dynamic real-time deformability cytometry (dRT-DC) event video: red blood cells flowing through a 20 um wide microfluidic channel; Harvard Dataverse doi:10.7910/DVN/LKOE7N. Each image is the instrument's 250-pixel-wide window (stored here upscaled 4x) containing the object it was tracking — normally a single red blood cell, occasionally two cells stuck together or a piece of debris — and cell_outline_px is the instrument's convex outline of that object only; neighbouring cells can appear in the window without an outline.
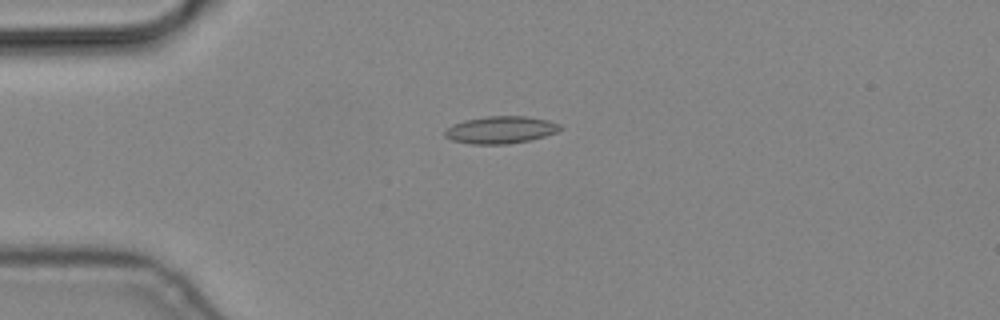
{"species": "common noctule bat (a hibernating species)", "species_latin": "Nyctalus noctula", "temperature_condition": "cold", "stored_images_in_passage": 6, "camera_frame_rate_fps": 3000, "um_per_image_px": 0.085, "animal": {"sex": "male", "body_mass_g": 19.2, "forearm_length_mm": 51.8}, "frame": {"image": 1, "passage_image": 4, "time_ms": 1.0, "image_size_px": [1000, 320], "cell_outline_px": [[564, 128], [556, 132], [532, 140], [508, 144], [472, 144], [452, 140], [444, 136], [444, 132], [452, 124], [464, 120], [488, 116], [528, 116], [548, 120], [560, 124]], "centroid_in_image_um": [42.58, 11.03], "position_along_channel_um": 42.4, "area_um2": 18.44}}
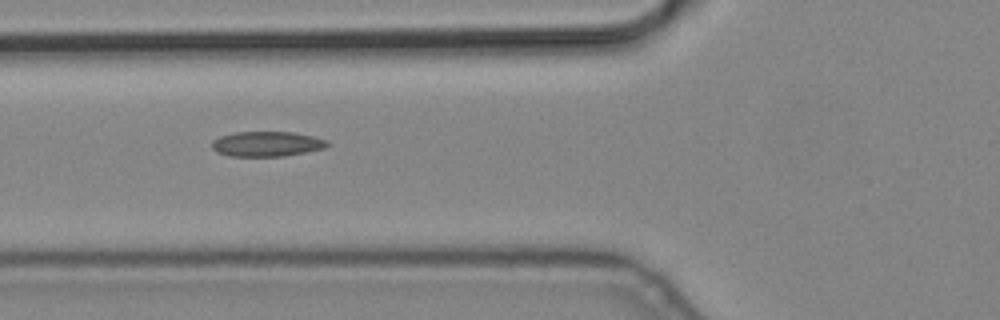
{"frame": {"image": 2, "passage_image": 6, "time_ms": 1.667, "image_size_px": [1000, 320], "cell_outline_px": [[328, 144], [324, 148], [284, 156], [228, 156], [216, 152], [212, 148], [212, 140], [220, 136], [236, 132], [292, 132], [312, 136], [328, 140]], "centroid_in_image_um": [22.64, 12.23], "position_along_channel_um": 103.2, "area_um2": 16.76}}